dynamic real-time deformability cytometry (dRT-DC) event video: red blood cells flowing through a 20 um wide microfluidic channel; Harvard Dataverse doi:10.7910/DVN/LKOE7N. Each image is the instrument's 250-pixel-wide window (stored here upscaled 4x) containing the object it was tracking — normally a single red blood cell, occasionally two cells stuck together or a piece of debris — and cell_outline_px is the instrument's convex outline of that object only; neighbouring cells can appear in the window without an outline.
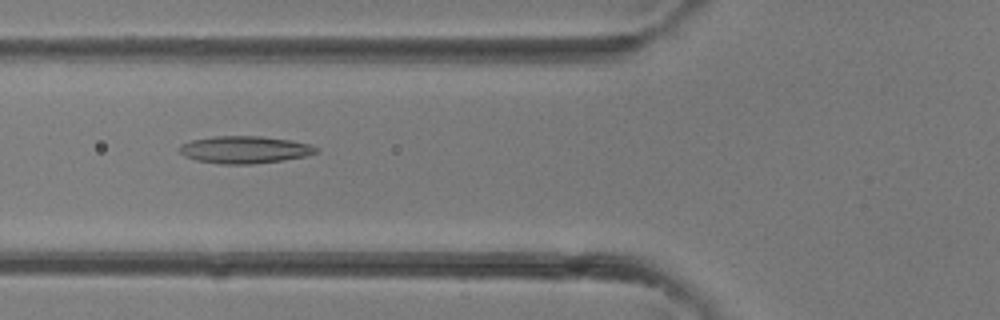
{"species": "common noctule bat (a hibernating species)", "species_latin": "Nyctalus noctula", "temperature_condition": "room temperature", "stored_images_in_passage": 25, "camera_frame_rate_fps": 3000, "um_per_image_px": 0.085, "animal": {"sex": "female"}, "frame": {"image": 1, "passage_image": 6, "time_ms": 1.667, "image_size_px": [1000, 320], "cell_outline_px": [[320, 152], [304, 156], [284, 160], [252, 164], [220, 164], [196, 160], [184, 156], [180, 152], [180, 144], [192, 140], [212, 136], [260, 136], [292, 140], [308, 144], [316, 148]], "centroid_in_image_um": [20.78, 12.72], "position_along_channel_um": 105.0, "area_um2": 21.73}}
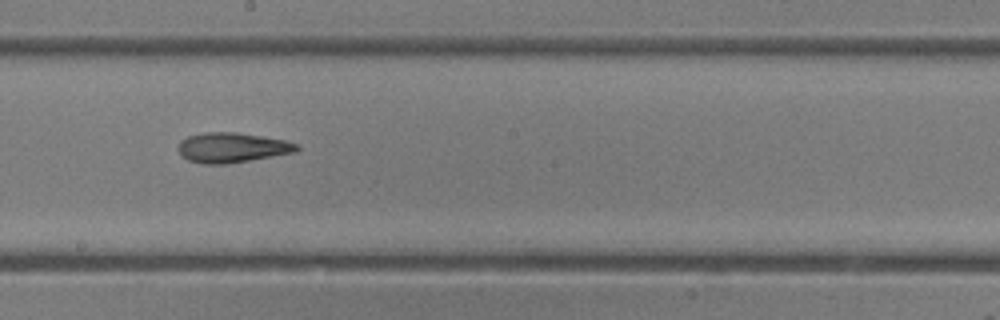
{"frame": {"image": 2, "passage_image": 13, "time_ms": 4.0, "image_size_px": [1000, 320], "cell_outline_px": [[300, 148], [296, 152], [224, 164], [200, 164], [188, 160], [180, 152], [180, 140], [188, 136], [204, 132], [236, 132], [284, 140], [296, 144]], "centroid_in_image_um": [19.71, 12.54], "position_along_channel_um": 228.5, "area_um2": 20.35}}
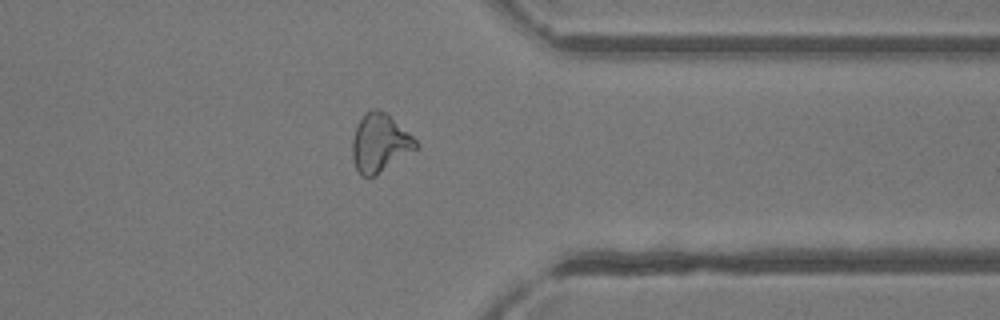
{"frame": {"image": 3, "passage_image": 22, "time_ms": 7.0, "image_size_px": [1000, 320], "cell_outline_px": [[420, 144], [416, 148], [376, 176], [368, 180], [360, 176], [352, 160], [352, 140], [356, 128], [364, 112], [372, 108], [376, 108], [384, 112], [412, 136]], "centroid_in_image_um": [32.24, 12.2], "position_along_channel_um": 379.2, "area_um2": 21.5}}